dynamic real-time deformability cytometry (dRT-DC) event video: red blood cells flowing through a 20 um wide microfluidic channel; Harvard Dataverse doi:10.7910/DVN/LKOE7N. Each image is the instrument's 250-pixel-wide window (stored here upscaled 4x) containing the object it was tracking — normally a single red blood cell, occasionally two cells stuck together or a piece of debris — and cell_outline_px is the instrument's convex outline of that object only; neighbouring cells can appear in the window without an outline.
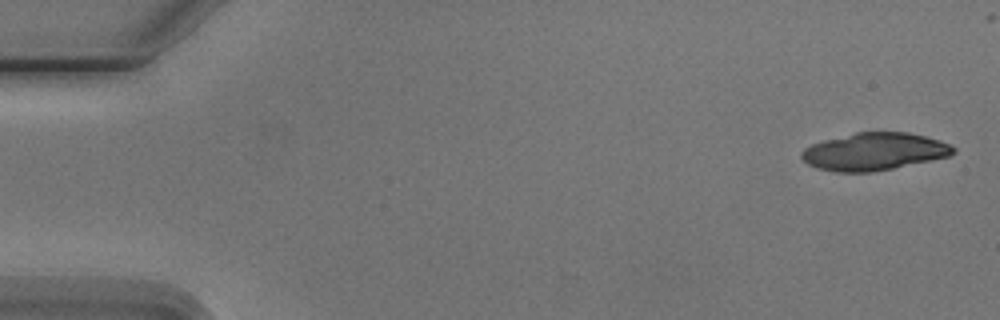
{"species": "Egyptian fruit bat (a non-hibernating species)", "species_latin": "Rousettus aegyptiacus", "temperature_condition": "cold", "stored_images_in_passage": 6, "camera_frame_rate_fps": 3000, "um_per_image_px": 0.085, "animal": {"sex": "male"}, "frame": {"image": 1, "passage_image": 1, "time_ms": 0.0, "image_size_px": [1000, 320], "cell_outline_px": [[956, 152], [952, 156], [872, 172], [836, 172], [816, 168], [808, 164], [800, 156], [800, 152], [804, 148], [812, 144], [824, 140], [856, 132], [908, 132], [940, 140], [952, 144], [956, 148]], "centroid_in_image_um": [74.33, 12.88], "position_along_channel_um": 10.7, "area_um2": 33.29}}